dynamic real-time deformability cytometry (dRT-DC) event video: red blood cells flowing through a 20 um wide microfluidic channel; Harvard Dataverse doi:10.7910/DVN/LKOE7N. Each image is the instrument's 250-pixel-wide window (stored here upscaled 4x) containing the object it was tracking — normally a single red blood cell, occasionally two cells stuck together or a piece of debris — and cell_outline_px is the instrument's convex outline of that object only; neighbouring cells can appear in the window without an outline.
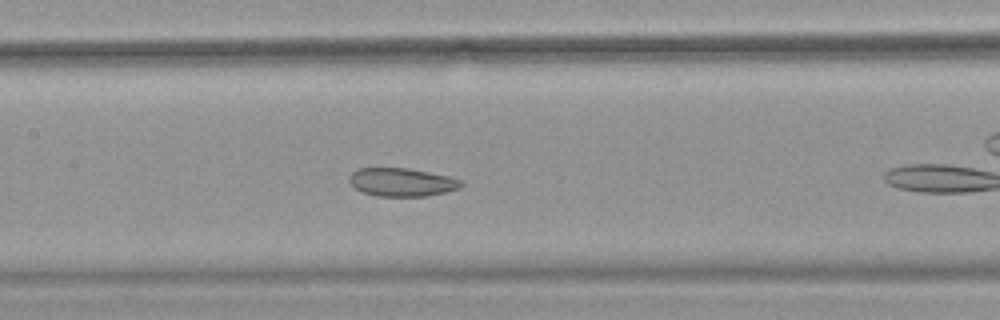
{"species": "common noctule bat (a hibernating species)", "species_latin": "Nyctalus noctula", "temperature_condition": "warm", "stored_images_in_passage": 16, "camera_frame_rate_fps": 3000, "um_per_image_px": 0.085, "animal": {"sex": "female", "body_mass_g": 18.4}, "frame": {"image": 1, "passage_image": 12, "time_ms": 3.667, "image_size_px": [1000, 320], "cell_outline_px": [[464, 184], [460, 188], [428, 196], [376, 196], [364, 192], [356, 188], [348, 180], [348, 176], [352, 172], [360, 168], [408, 168], [448, 176], [464, 180]], "centroid_in_image_um": [34.18, 15.48], "position_along_channel_um": 173.2, "area_um2": 18.44}}